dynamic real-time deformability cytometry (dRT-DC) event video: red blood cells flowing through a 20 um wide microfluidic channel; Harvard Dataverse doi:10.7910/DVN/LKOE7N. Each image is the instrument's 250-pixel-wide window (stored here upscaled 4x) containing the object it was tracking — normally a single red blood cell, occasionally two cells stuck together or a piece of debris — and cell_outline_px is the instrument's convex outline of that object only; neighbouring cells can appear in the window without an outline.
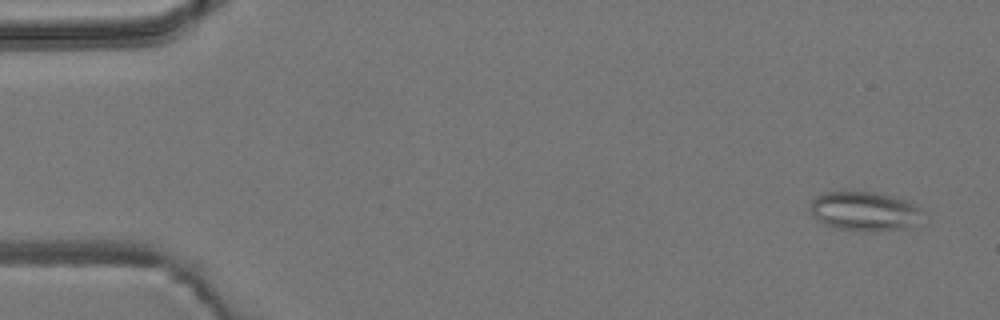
{"species": "common noctule bat (a hibernating species)", "species_latin": "Nyctalus noctula", "temperature_condition": "room temperature", "stored_images_in_passage": 5, "camera_frame_rate_fps": 3000, "um_per_image_px": 0.085, "animal": {"sex": "male", "body_mass_g": 19.2, "forearm_length_mm": 51.8}, "frame": {"image": 1, "passage_image": 1, "time_ms": 0.0, "image_size_px": [1000, 320], "cell_outline_px": [[920, 208], [912, 224], [908, 228], [872, 232], [832, 228], [816, 220], [812, 216], [808, 208], [808, 204], [816, 196], [824, 192], [844, 188], [876, 192], [892, 196], [916, 204]], "centroid_in_image_um": [73.31, 17.91], "position_along_channel_um": 11.7, "area_um2": 26.41}}